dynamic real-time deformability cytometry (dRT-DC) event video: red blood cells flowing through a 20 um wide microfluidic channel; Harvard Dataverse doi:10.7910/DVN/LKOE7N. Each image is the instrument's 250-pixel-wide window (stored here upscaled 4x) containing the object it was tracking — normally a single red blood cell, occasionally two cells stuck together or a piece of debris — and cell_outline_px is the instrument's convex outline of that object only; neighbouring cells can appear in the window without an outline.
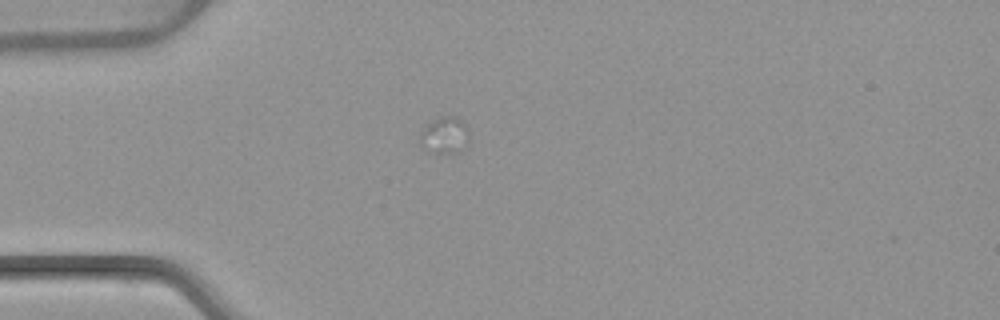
{"species": "common noctule bat (a hibernating species)", "species_latin": "Nyctalus noctula", "temperature_condition": "warm", "stored_images_in_passage": 4, "camera_frame_rate_fps": 3000, "um_per_image_px": 0.085, "animal": {"sex": "female", "body_mass_g": 22.7, "forearm_length_mm": 54.2}, "frame": {"image": 1, "passage_image": 1, "time_ms": 0.0, "image_size_px": [1000, 320], "cell_outline_px": [[468, 144], [460, 152], [428, 152], [420, 148], [420, 136], [424, 128], [432, 120], [440, 116], [456, 116], [468, 128]], "centroid_in_image_um": [37.79, 11.51], "position_along_channel_um": 47.2, "area_um2": 10.58}}